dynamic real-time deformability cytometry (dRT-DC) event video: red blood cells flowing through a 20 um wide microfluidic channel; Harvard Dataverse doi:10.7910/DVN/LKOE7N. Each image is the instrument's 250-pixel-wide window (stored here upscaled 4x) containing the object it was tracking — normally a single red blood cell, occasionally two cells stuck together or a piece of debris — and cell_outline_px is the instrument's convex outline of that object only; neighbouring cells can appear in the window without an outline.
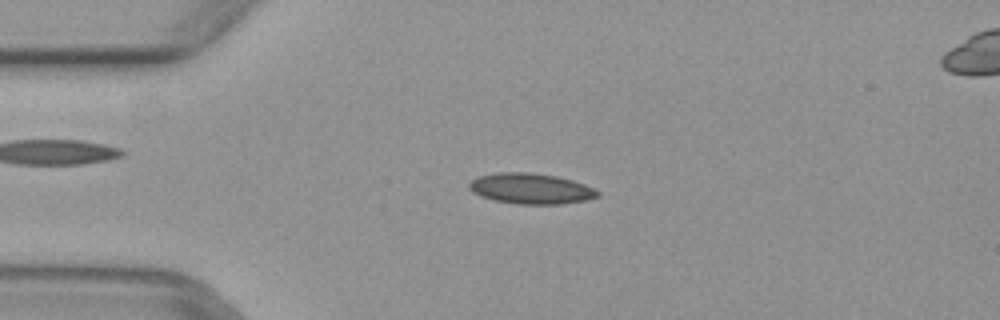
{"species": "common noctule bat (a hibernating species)", "species_latin": "Nyctalus noctula", "temperature_condition": "warm", "stored_images_in_passage": 5, "camera_frame_rate_fps": 3000, "um_per_image_px": 0.085, "animal": {"sex": "female", "body_mass_g": 29.2, "forearm_length_mm": 56.3}, "frame": {"image": 1, "passage_image": 3, "time_ms": 0.667, "image_size_px": [1000, 320], "cell_outline_px": [[600, 196], [584, 200], [560, 204], [516, 204], [496, 200], [480, 196], [472, 192], [468, 188], [468, 184], [476, 176], [500, 172], [528, 172], [556, 176], [572, 180], [584, 184], [600, 192]], "centroid_in_image_um": [45.09, 16.03], "position_along_channel_um": 39.9, "area_um2": 22.89}}